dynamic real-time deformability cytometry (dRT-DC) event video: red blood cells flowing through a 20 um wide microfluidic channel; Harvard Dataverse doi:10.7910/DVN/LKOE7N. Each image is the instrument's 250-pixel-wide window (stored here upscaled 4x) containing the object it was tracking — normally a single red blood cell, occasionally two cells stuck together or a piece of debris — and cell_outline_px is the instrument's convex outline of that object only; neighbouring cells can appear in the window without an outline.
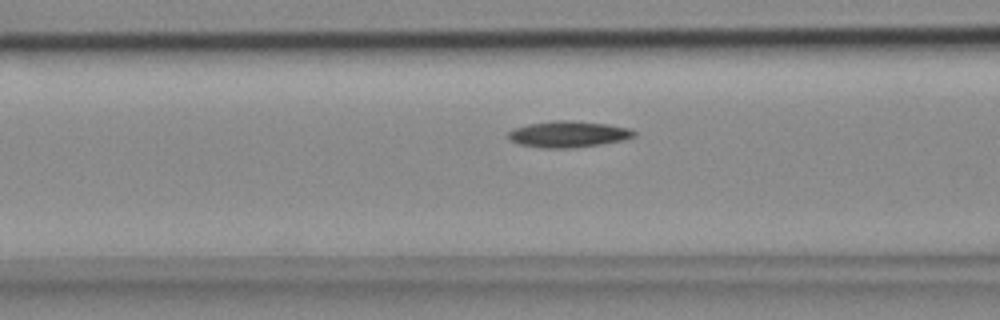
{"species": "common noctule bat (a hibernating species)", "species_latin": "Nyctalus noctula", "temperature_condition": "cold", "stored_images_in_passage": 10, "camera_frame_rate_fps": 3000, "um_per_image_px": 0.085, "animal": {"sex": "female", "body_mass_g": 18.4}, "frame": {"image": 1, "passage_image": 9, "time_ms": 2.667, "image_size_px": [1000, 320], "cell_outline_px": [[636, 136], [624, 140], [600, 144], [568, 148], [544, 148], [520, 144], [512, 140], [508, 136], [508, 132], [512, 128], [528, 124], [556, 120], [568, 120], [608, 124], [632, 128], [636, 132]], "centroid_in_image_um": [48.34, 11.39], "position_along_channel_um": 118.3, "area_um2": 19.25}}